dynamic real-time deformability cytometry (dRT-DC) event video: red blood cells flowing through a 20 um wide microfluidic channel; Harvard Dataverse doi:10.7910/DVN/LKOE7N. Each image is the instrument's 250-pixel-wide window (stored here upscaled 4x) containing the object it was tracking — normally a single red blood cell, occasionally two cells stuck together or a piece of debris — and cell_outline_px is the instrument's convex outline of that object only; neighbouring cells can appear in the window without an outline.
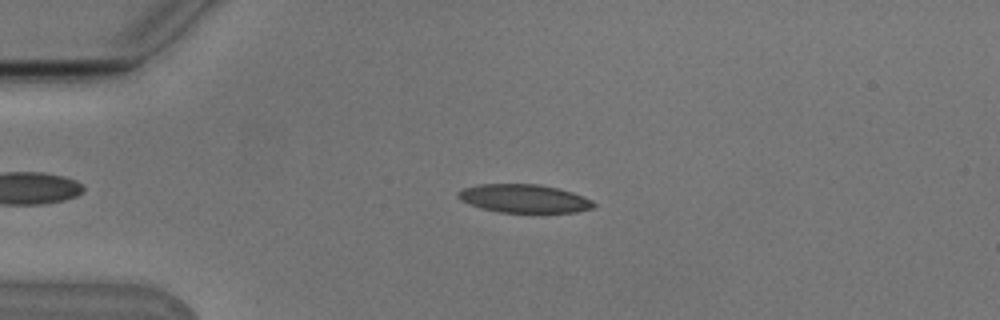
{"species": "Egyptian fruit bat (a non-hibernating species)", "species_latin": "Rousettus aegyptiacus", "temperature_condition": "cold", "stored_images_in_passage": 48, "camera_frame_rate_fps": 3000, "um_per_image_px": 0.085, "animal": {"sex": "male"}, "frame": {"image": 1, "passage_image": 12, "time_ms": 3.667, "image_size_px": [1000, 320], "cell_outline_px": [[596, 204], [592, 208], [576, 212], [496, 212], [480, 208], [460, 200], [456, 196], [456, 192], [464, 188], [480, 184], [540, 184], [572, 192], [584, 196], [592, 200]], "centroid_in_image_um": [44.52, 16.87], "position_along_channel_um": 40.5, "area_um2": 22.43}}
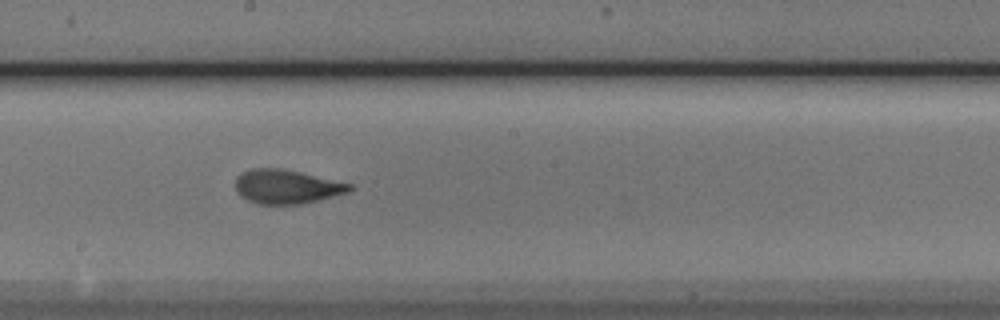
{"frame": {"image": 2, "passage_image": 29, "time_ms": 9.333, "image_size_px": [1000, 320], "cell_outline_px": [[352, 188], [348, 192], [300, 204], [256, 204], [240, 196], [236, 192], [236, 176], [240, 172], [252, 168], [280, 168], [300, 172], [352, 184]], "centroid_in_image_um": [24.3, 15.86], "position_along_channel_um": 223.9, "area_um2": 22.54}}
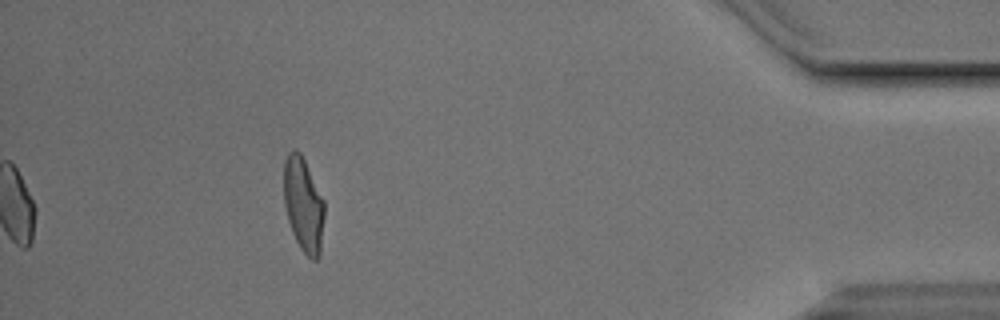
{"frame": {"image": 3, "passage_image": 48, "time_ms": 15.667, "image_size_px": [1000, 320], "cell_outline_px": [[324, 216], [320, 256], [316, 260], [312, 260], [300, 248], [292, 232], [288, 220], [284, 204], [284, 160], [288, 152], [292, 148], [300, 152], [324, 200]], "centroid_in_image_um": [25.78, 17.4], "position_along_channel_um": 409.4, "area_um2": 22.31}, "authors_computed_cell_mechanics": {"area_um2": 22.4842, "velocity_mm_per_s": 3.7949, "shape_relaxation_time_tau1_ms": 6.0756, "shape_relaxation_time_tau2_ms": 1.2737, "deformation_change_tau1": 0.1881, "deformation_change_tau2": 0.0758}}